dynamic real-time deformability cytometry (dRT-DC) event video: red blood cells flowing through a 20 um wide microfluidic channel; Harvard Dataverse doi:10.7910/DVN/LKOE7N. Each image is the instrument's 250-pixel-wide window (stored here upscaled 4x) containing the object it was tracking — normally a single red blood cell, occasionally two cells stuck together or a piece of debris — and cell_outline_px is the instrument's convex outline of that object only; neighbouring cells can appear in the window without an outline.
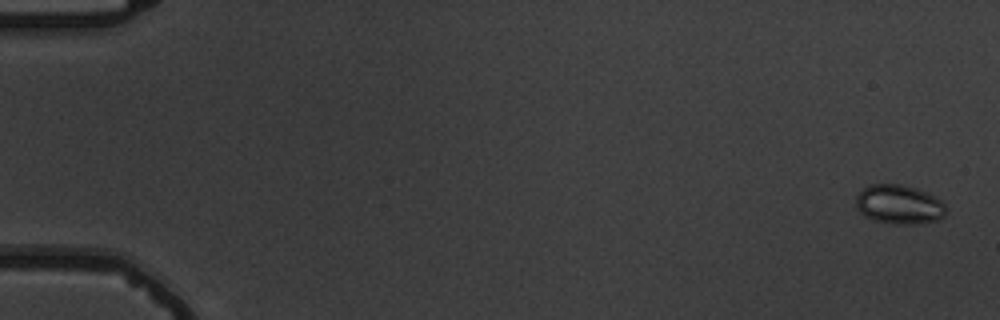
{"species": "common noctule bat (a hibernating species)", "species_latin": "Nyctalus noctula", "temperature_condition": "warm", "stored_images_in_passage": 5, "camera_frame_rate_fps": 3000, "um_per_image_px": 0.085, "animal": {"sex": "male", "body_mass_g": 19.5, "forearm_length_mm": 54.6}, "frame": {"image": 1, "passage_image": 1, "time_ms": 0.0, "image_size_px": [1000, 320], "cell_outline_px": [[948, 212], [940, 220], [920, 224], [892, 224], [876, 220], [864, 216], [856, 208], [856, 196], [868, 184], [900, 184], [916, 188], [940, 200], [944, 204]], "centroid_in_image_um": [76.43, 17.4], "position_along_channel_um": 8.6, "area_um2": 20.69}}
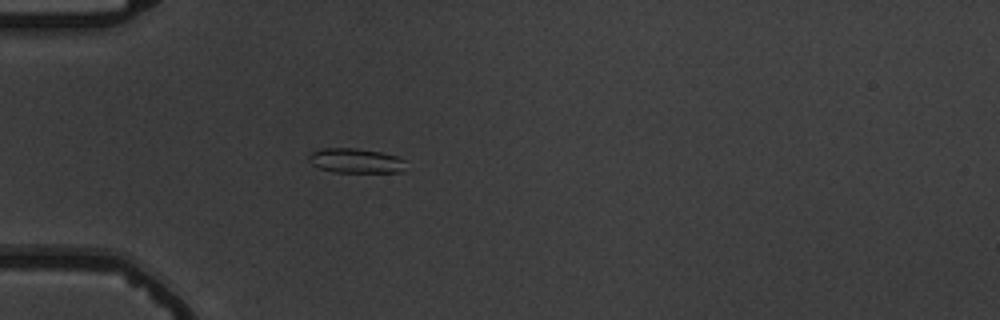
{"frame": {"image": 2, "passage_image": 5, "time_ms": 5.333, "image_size_px": [1000, 320], "cell_outline_px": [[404, 160], [400, 172], [332, 172], [320, 168], [312, 164], [308, 160], [308, 156], [312, 152], [324, 148], [356, 148], [380, 152], [396, 156]], "centroid_in_image_um": [30.17, 13.66], "position_along_channel_um": 54.8, "area_um2": 13.7}}